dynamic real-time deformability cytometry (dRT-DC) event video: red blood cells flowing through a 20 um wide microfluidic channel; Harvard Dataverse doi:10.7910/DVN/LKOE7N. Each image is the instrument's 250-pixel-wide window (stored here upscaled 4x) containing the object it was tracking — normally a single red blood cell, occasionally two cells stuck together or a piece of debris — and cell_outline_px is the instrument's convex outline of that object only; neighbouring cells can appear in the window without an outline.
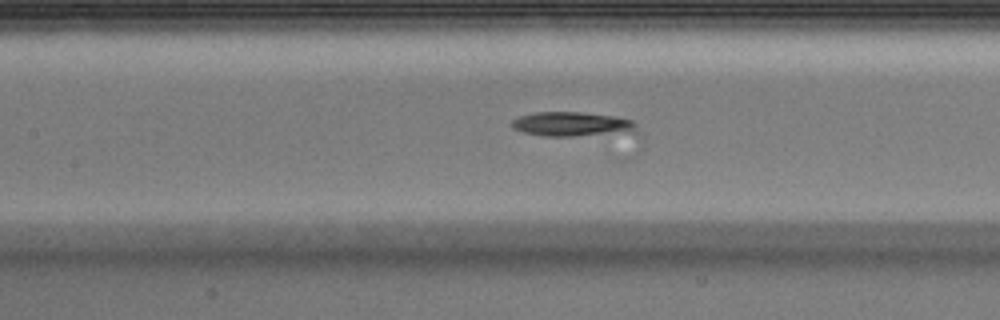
{"species": "Egyptian fruit bat (a non-hibernating species)", "species_latin": "Rousettus aegyptiacus", "temperature_condition": "warm", "stored_images_in_passage": 31, "camera_frame_rate_fps": 3000, "um_per_image_px": 0.085, "animal": {"sex": "male"}, "frame": {"image": 1, "passage_image": 14, "time_ms": 4.333, "image_size_px": [1000, 320], "cell_outline_px": [[640, 136], [544, 136], [524, 132], [512, 128], [508, 124], [512, 120], [520, 116], [532, 112], [584, 112], [612, 116], [632, 120], [636, 124], [640, 132]], "centroid_in_image_um": [48.82, 10.6], "position_along_channel_um": 158.6, "area_um2": 18.96}}